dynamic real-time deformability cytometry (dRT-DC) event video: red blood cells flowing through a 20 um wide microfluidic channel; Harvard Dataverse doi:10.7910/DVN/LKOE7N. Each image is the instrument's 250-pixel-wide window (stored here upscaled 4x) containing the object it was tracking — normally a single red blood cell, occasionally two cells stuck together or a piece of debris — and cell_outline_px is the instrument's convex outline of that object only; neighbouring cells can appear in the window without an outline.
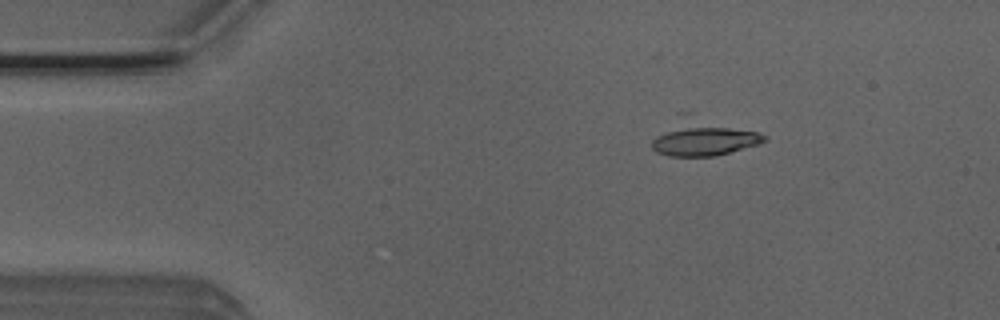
{"species": "Egyptian fruit bat (a non-hibernating species)", "species_latin": "Rousettus aegyptiacus", "temperature_condition": "room temperature", "stored_images_in_passage": 3, "camera_frame_rate_fps": 3000, "um_per_image_px": 0.085, "animal": {"sex": "male"}, "frame": {"image": 1, "passage_image": 1, "time_ms": 0.0, "image_size_px": [1000, 320], "cell_outline_px": [[768, 140], [760, 144], [716, 156], [668, 156], [656, 152], [652, 148], [652, 140], [676, 112], [688, 112], [760, 132], [768, 136]], "centroid_in_image_um": [59.75, 11.63], "position_along_channel_um": 25.2, "area_um2": 24.91}}
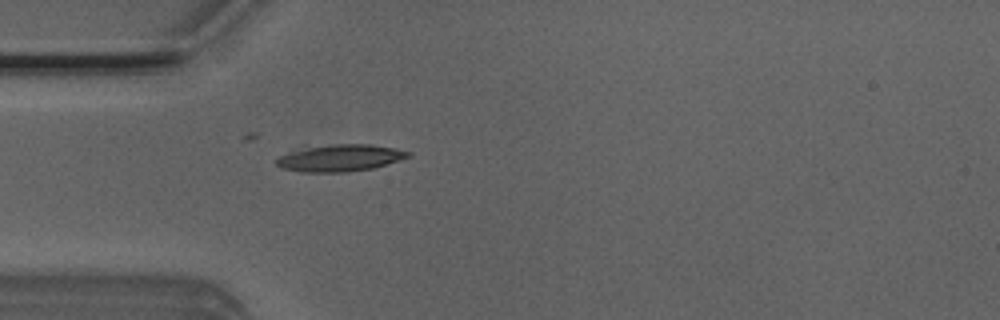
{"frame": {"image": 2, "passage_image": 3, "time_ms": 0.667, "image_size_px": [1000, 320], "cell_outline_px": [[412, 156], [372, 168], [344, 172], [304, 172], [284, 168], [276, 164], [276, 160], [280, 156], [288, 152], [308, 148], [332, 144], [372, 144], [396, 148], [412, 152]], "centroid_in_image_um": [28.97, 13.42], "position_along_channel_um": 56.0, "area_um2": 20.35}}